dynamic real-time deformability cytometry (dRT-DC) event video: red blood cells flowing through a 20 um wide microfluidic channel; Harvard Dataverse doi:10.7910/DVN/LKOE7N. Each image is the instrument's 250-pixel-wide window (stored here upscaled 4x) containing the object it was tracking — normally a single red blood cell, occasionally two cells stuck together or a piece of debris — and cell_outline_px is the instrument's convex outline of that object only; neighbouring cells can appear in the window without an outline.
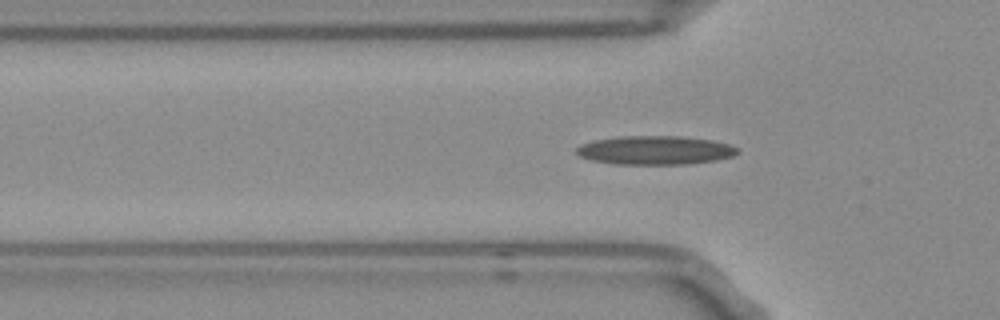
{"species": "Egyptian fruit bat (a non-hibernating species)", "species_latin": "Rousettus aegyptiacus", "temperature_condition": "room temperature", "stored_images_in_passage": 32, "camera_frame_rate_fps": 3000, "um_per_image_px": 0.085, "frame": {"image": 1, "passage_image": 3, "time_ms": 0.667, "image_size_px": [1000, 320], "cell_outline_px": [[740, 152], [732, 156], [716, 160], [684, 164], [616, 164], [592, 160], [580, 156], [572, 152], [580, 144], [596, 140], [616, 136], [680, 136], [712, 140], [728, 144], [740, 148]], "centroid_in_image_um": [55.67, 12.76], "position_along_channel_um": 70.1, "area_um2": 27.11}}
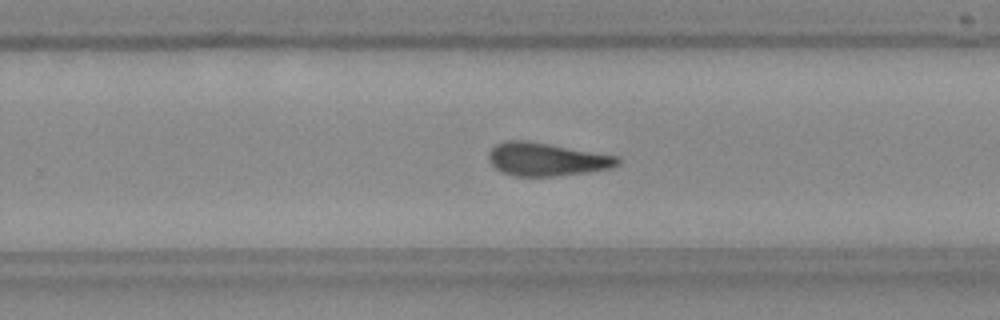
{"frame": {"image": 2, "passage_image": 20, "time_ms": 6.333, "image_size_px": [1000, 320], "cell_outline_px": [[620, 164], [612, 168], [588, 172], [556, 176], [512, 176], [500, 172], [488, 160], [488, 152], [496, 144], [504, 140], [524, 140], [620, 156]], "centroid_in_image_um": [46.45, 13.55], "position_along_channel_um": 283.3, "area_um2": 25.09}}
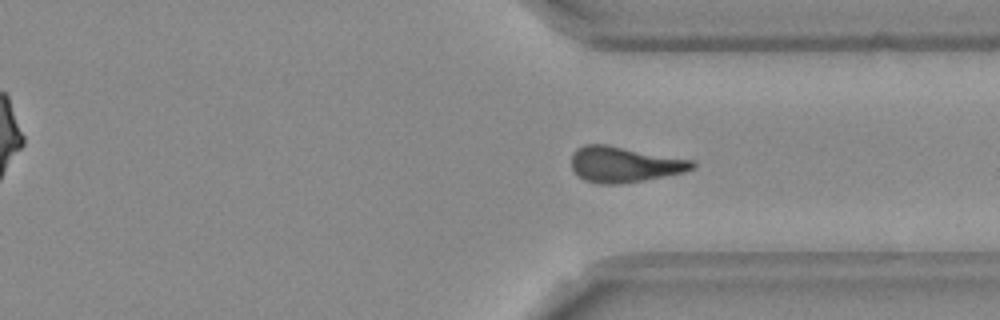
{"frame": {"image": 3, "passage_image": 26, "time_ms": 8.333, "image_size_px": [1000, 320], "cell_outline_px": [[696, 168], [684, 172], [644, 180], [620, 184], [600, 184], [584, 180], [576, 176], [572, 168], [572, 152], [576, 148], [584, 144], [604, 144], [692, 160], [696, 164]], "centroid_in_image_um": [53.02, 13.98], "position_along_channel_um": 358.4, "area_um2": 25.14}, "authors_computed_cell_mechanics": {"area_um2": 24.6806, "velocity_mm_per_s": 3.7504, "shape_relaxation_time_tau1_ms": null, "shape_relaxation_time_tau2_ms": 6.7057, "deformation_change_tau1": null, "deformation_change_tau2": 0.1997}}